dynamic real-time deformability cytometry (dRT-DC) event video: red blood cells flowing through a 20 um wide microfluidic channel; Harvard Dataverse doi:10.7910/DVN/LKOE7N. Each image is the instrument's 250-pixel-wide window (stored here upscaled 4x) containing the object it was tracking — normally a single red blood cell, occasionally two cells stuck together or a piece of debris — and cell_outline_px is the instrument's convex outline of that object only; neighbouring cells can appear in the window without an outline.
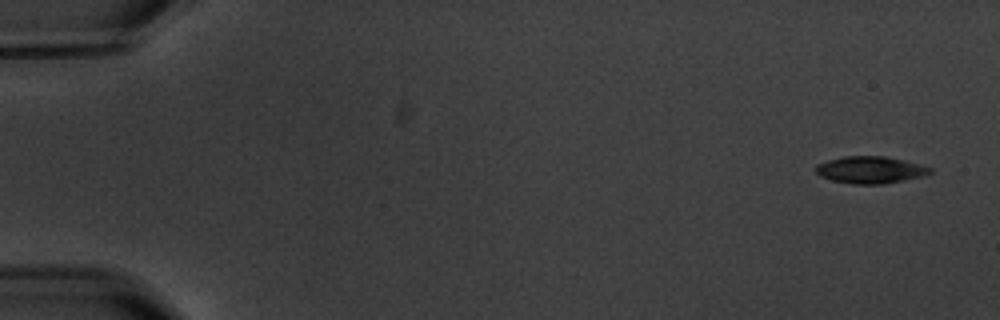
{"species": "common noctule bat (a hibernating species)", "species_latin": "Nyctalus noctula", "temperature_condition": "warm", "stored_images_in_passage": 10, "camera_frame_rate_fps": 3000, "um_per_image_px": 0.085, "animal": {"sex": "male", "body_mass_g": 20.1, "forearm_length_mm": 53.5}, "frame": {"image": 1, "passage_image": 1, "time_ms": 0.0, "image_size_px": [1000, 320], "cell_outline_px": [[932, 172], [924, 176], [884, 184], [852, 184], [832, 180], [820, 176], [816, 172], [816, 164], [828, 160], [844, 156], [884, 156], [932, 168]], "centroid_in_image_um": [73.94, 14.45], "position_along_channel_um": 11.1, "area_um2": 17.8}}
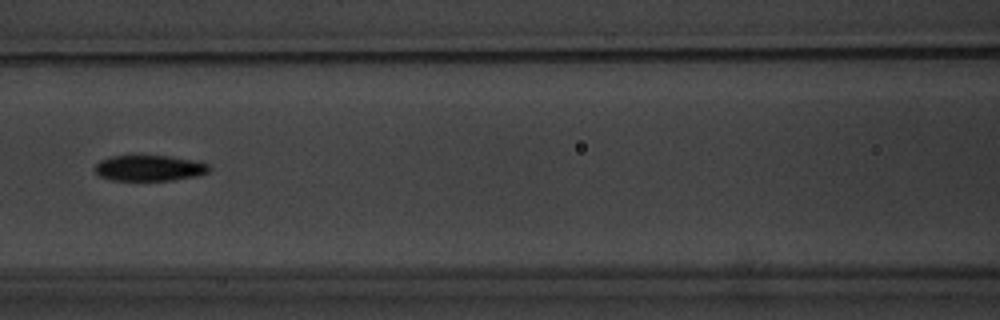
{"frame": {"image": 2, "passage_image": 7, "time_ms": 8.0, "image_size_px": [1000, 320], "cell_outline_px": [[212, 168], [208, 172], [196, 176], [172, 180], [112, 180], [100, 176], [92, 168], [100, 160], [112, 156], [132, 152], [136, 152], [200, 160], [208, 164]], "centroid_in_image_um": [12.68, 14.22], "position_along_channel_um": 153.9, "area_um2": 18.15}}